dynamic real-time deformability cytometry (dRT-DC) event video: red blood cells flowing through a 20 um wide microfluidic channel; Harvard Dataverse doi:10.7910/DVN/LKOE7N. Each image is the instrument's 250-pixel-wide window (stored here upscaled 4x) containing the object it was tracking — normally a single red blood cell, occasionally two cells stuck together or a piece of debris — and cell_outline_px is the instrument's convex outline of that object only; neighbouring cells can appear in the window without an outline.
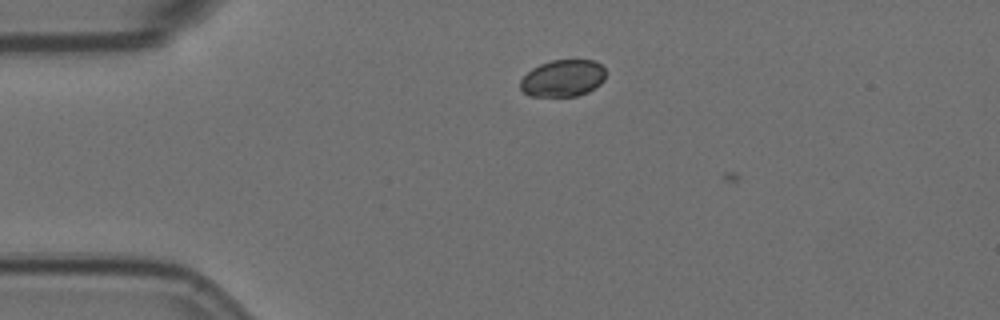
{"species": "Egyptian fruit bat (a non-hibernating species)", "species_latin": "Rousettus aegyptiacus", "temperature_condition": "room temperature", "stored_images_in_passage": 3, "camera_frame_rate_fps": 3000, "um_per_image_px": 0.085, "animal": {"sex": "female"}, "frame": {"image": 1, "passage_image": 1, "time_ms": 0.0, "image_size_px": [1000, 320], "cell_outline_px": [[604, 80], [600, 84], [588, 92], [576, 96], [528, 96], [520, 88], [520, 80], [532, 68], [540, 64], [552, 60], [592, 60], [600, 64], [604, 68]], "centroid_in_image_um": [47.83, 6.65], "position_along_channel_um": 37.2, "area_um2": 18.32}}